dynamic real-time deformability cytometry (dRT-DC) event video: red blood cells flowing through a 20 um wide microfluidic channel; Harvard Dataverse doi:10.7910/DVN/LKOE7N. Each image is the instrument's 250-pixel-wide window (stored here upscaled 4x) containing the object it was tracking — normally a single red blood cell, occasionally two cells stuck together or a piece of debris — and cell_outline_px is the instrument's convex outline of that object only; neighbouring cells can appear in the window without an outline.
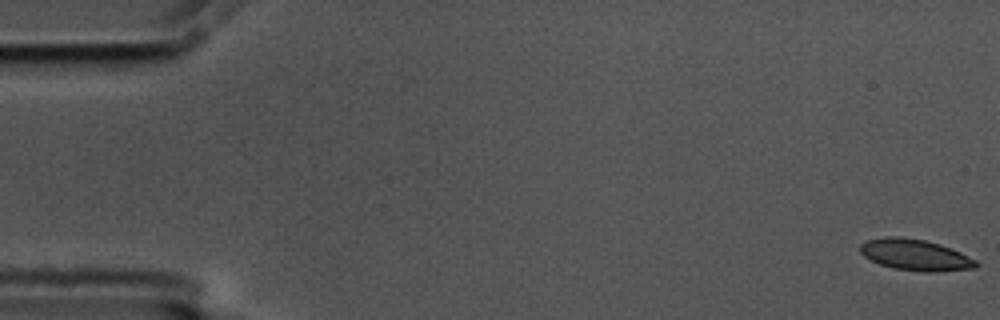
{"species": "common noctule bat (a hibernating species)", "species_latin": "Nyctalus noctula", "temperature_condition": "cold", "stored_images_in_passage": 55, "camera_frame_rate_fps": 3000, "um_per_image_px": 0.085, "animal": {"sex": "male", "body_mass_g": 17.5, "forearm_length_mm": 52.3}, "frame": {"image": 1, "passage_image": 1, "time_ms": 0.0, "image_size_px": [1000, 320], "cell_outline_px": [[980, 264], [976, 268], [936, 272], [924, 272], [892, 268], [880, 264], [864, 256], [860, 252], [860, 244], [868, 240], [888, 236], [900, 236], [924, 240], [940, 244], [960, 252], [976, 260]], "centroid_in_image_um": [77.82, 21.67], "position_along_channel_um": 7.2, "area_um2": 21.1}}
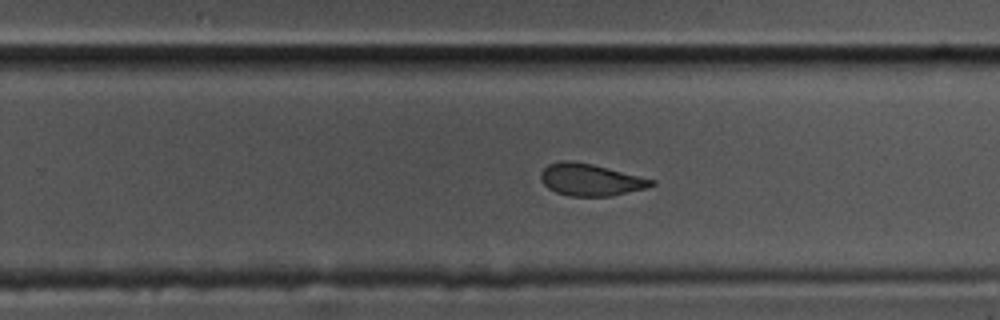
{"frame": {"image": 2, "passage_image": 36, "time_ms": 11.667, "image_size_px": [1000, 320], "cell_outline_px": [[656, 184], [648, 188], [612, 196], [568, 196], [556, 192], [548, 188], [540, 180], [540, 172], [548, 164], [560, 160], [572, 160], [592, 164], [656, 180]], "centroid_in_image_um": [50.19, 15.28], "position_along_channel_um": 279.6, "area_um2": 20.87}}
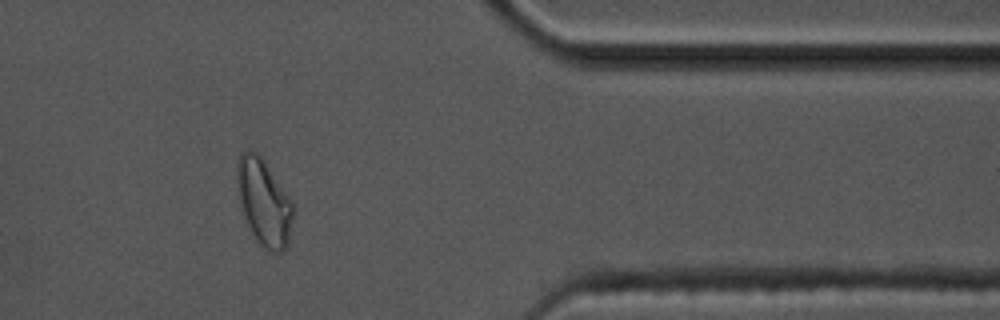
{"frame": {"image": 3, "passage_image": 47, "time_ms": 15.333, "image_size_px": [1000, 320], "cell_outline_px": [[292, 216], [288, 244], [284, 252], [272, 252], [260, 244], [252, 232], [244, 216], [236, 188], [236, 164], [240, 152], [248, 148], [256, 152], [264, 160], [292, 200]], "centroid_in_image_um": [22.4, 17.14], "position_along_channel_um": 389.0, "area_um2": 28.21}, "authors_computed_cell_mechanics": {"area_um2": 21.5594, "velocity_mm_per_s": 3.5472, "shape_relaxation_time_tau1_ms": 8.3311, "shape_relaxation_time_tau2_ms": 1.7401, "deformation_change_tau1": 0.1653, "deformation_change_tau2": 0.0657}}